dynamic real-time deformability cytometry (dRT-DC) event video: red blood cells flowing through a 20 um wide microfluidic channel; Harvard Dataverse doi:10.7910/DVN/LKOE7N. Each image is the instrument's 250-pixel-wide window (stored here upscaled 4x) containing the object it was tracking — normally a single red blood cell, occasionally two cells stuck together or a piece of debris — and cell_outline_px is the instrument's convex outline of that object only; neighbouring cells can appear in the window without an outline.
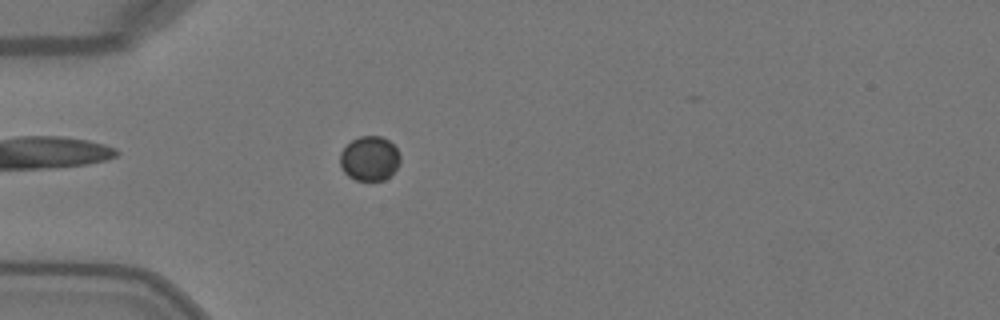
{"species": "Egyptian fruit bat (a non-hibernating species)", "species_latin": "Rousettus aegyptiacus", "temperature_condition": "warm", "stored_images_in_passage": 42, "camera_frame_rate_fps": 3000, "um_per_image_px": 0.085, "animal": {"sex": "female"}, "frame": {"image": 1, "passage_image": 7, "time_ms": 2.0, "image_size_px": [1000, 320], "cell_outline_px": [[400, 164], [384, 180], [356, 180], [348, 176], [344, 172], [340, 164], [340, 152], [352, 140], [360, 136], [380, 136], [388, 140], [396, 148], [400, 156]], "centroid_in_image_um": [31.4, 13.47], "position_along_channel_um": 53.6, "area_um2": 15.49}}
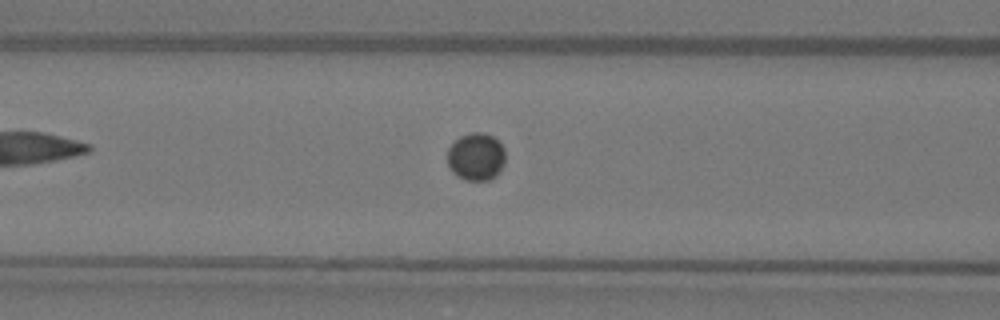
{"frame": {"image": 2, "passage_image": 13, "time_ms": 4.0, "image_size_px": [1000, 320], "cell_outline_px": [[504, 164], [500, 172], [496, 176], [488, 180], [464, 180], [456, 176], [452, 172], [448, 164], [448, 148], [460, 136], [472, 132], [484, 132], [492, 136], [504, 148]], "centroid_in_image_um": [40.46, 13.33], "position_along_channel_um": 126.1, "area_um2": 16.13}}